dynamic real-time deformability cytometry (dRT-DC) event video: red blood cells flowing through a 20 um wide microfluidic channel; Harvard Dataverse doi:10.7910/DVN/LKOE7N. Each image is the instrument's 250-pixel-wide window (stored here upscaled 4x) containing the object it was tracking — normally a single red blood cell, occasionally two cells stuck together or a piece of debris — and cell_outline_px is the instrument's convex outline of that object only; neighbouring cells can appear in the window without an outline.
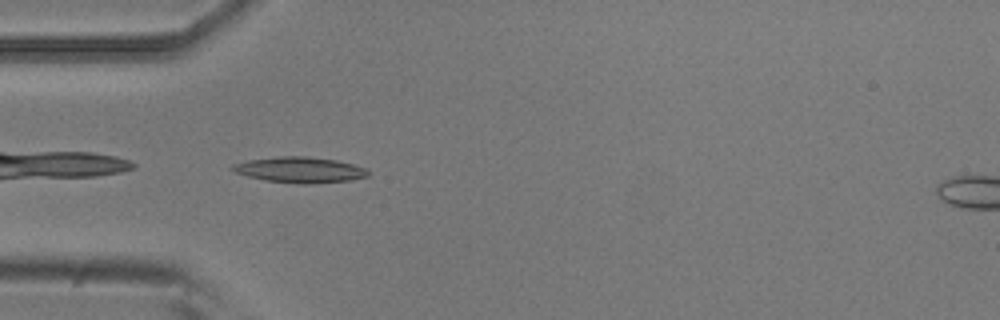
{"species": "common noctule bat (a hibernating species)", "species_latin": "Nyctalus noctula", "temperature_condition": "room temperature", "stored_images_in_passage": 39, "camera_frame_rate_fps": 3000, "um_per_image_px": 0.085, "animal": {"sex": "male", "body_mass_g": 20.5, "forearm_length_mm": 52.5}, "frame": {"image": 1, "passage_image": 1, "time_ms": 0.0, "image_size_px": [1000, 320], "cell_outline_px": [[368, 176], [352, 180], [308, 184], [300, 184], [264, 180], [248, 176], [236, 172], [228, 168], [232, 164], [248, 160], [280, 156], [304, 156], [336, 160], [352, 164], [364, 168], [368, 172]], "centroid_in_image_um": [25.45, 14.44], "position_along_channel_um": 59.5, "area_um2": 20.23}}
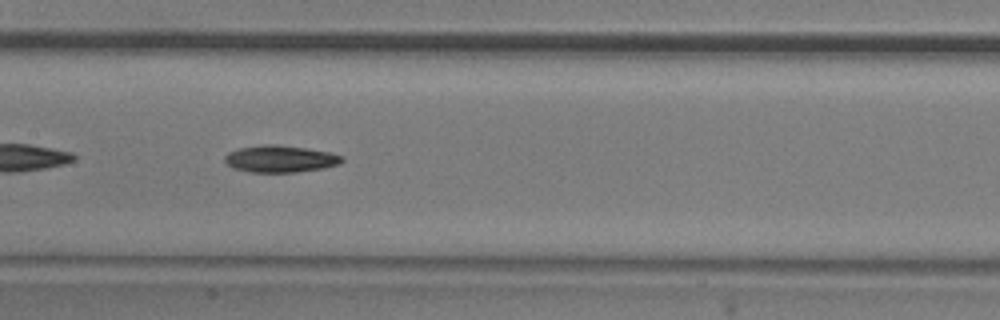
{"frame": {"image": 2, "passage_image": 11, "time_ms": 3.333, "image_size_px": [1000, 320], "cell_outline_px": [[344, 160], [340, 164], [324, 168], [296, 172], [248, 172], [232, 168], [224, 160], [224, 156], [228, 152], [240, 148], [264, 144], [276, 144], [332, 152], [344, 156]], "centroid_in_image_um": [23.84, 13.5], "position_along_channel_um": 183.6, "area_um2": 18.55}}
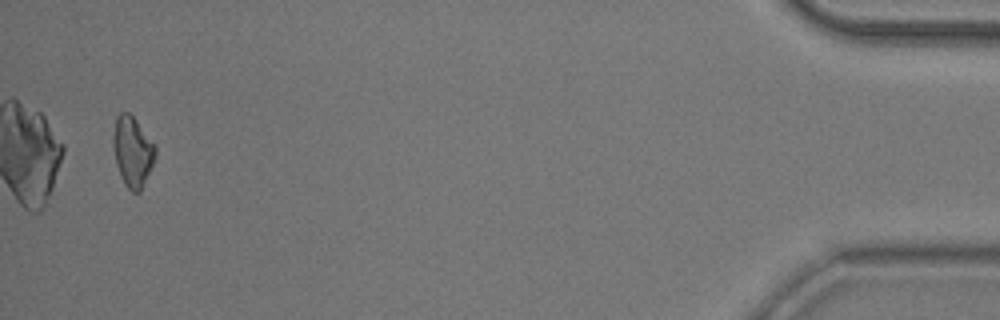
{"frame": {"image": 3, "passage_image": 37, "time_ms": 12.0, "image_size_px": [1000, 320], "cell_outline_px": [[156, 156], [140, 192], [132, 192], [124, 184], [120, 176], [116, 164], [112, 144], [112, 136], [116, 116], [120, 112], [128, 112], [136, 120], [156, 144]], "centroid_in_image_um": [11.26, 12.86], "position_along_channel_um": 423.9, "area_um2": 17.46}, "authors_computed_cell_mechanics": {"area_um2": 17.7446, "velocity_mm_per_s": 3.7554, "shape_relaxation_time_tau1_ms": 7.9479, "shape_relaxation_time_tau2_ms": null, "deformation_change_tau1": 0.1716, "deformation_change_tau2": null}}